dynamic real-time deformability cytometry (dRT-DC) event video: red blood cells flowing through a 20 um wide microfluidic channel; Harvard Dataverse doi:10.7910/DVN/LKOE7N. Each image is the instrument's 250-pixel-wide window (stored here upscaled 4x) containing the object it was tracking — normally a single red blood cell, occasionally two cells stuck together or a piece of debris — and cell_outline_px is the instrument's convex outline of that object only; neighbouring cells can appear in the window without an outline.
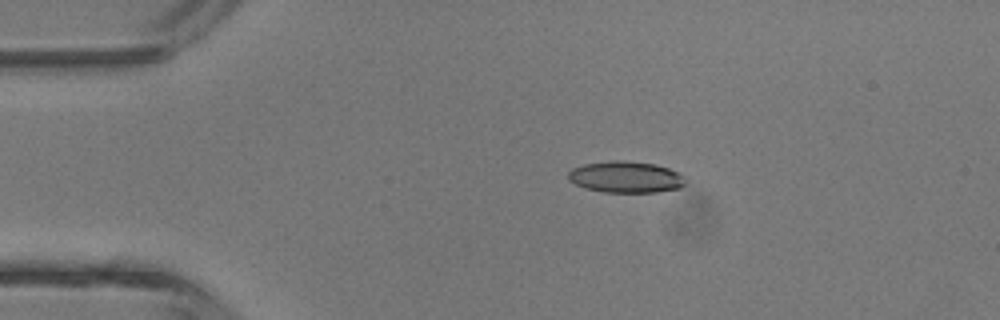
{"species": "common noctule bat (a hibernating species)", "species_latin": "Nyctalus noctula", "temperature_condition": "room temperature", "stored_images_in_passage": 4, "camera_frame_rate_fps": 3000, "um_per_image_px": 0.085, "animal": {"sex": "male", "body_mass_g": 13.3}, "frame": {"image": 1, "passage_image": 3, "time_ms": 2.333, "image_size_px": [1000, 320], "cell_outline_px": [[688, 180], [680, 188], [656, 192], [604, 192], [584, 188], [568, 180], [568, 172], [572, 168], [584, 164], [612, 160], [620, 160], [656, 164], [680, 172]], "centroid_in_image_um": [53.21, 15.04], "position_along_channel_um": 31.8, "area_um2": 21.68}}